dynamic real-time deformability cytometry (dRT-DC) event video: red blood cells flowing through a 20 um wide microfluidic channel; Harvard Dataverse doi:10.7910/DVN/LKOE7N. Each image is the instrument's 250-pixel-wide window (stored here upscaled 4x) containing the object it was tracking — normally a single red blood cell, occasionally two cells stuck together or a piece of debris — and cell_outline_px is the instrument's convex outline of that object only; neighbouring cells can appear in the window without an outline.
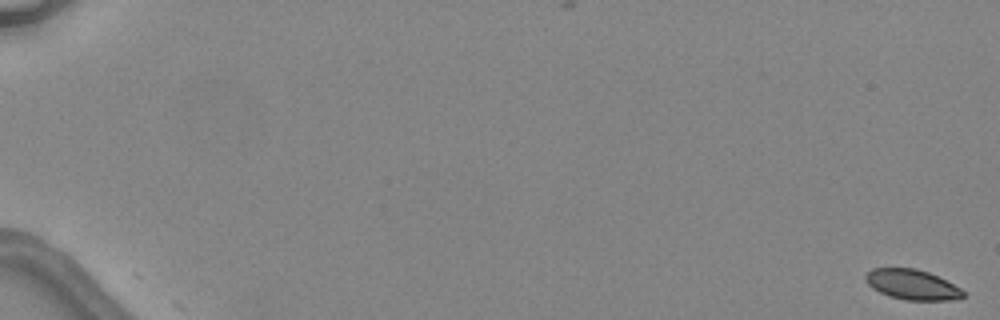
{"species": "common noctule bat (a hibernating species)", "species_latin": "Nyctalus noctula", "temperature_condition": "warm", "stored_images_in_passage": 5, "camera_frame_rate_fps": 3000, "um_per_image_px": 0.085, "animal": {"sex": "female", "body_mass_g": 24.6, "forearm_length_mm": 56.2}, "frame": {"image": 1, "passage_image": 1, "time_ms": 0.0, "image_size_px": [1000, 320], "cell_outline_px": [[964, 296], [948, 300], [904, 300], [888, 296], [872, 288], [864, 280], [864, 276], [872, 268], [916, 268], [928, 272], [960, 288], [964, 292]], "centroid_in_image_um": [77.47, 24.19], "position_along_channel_um": 7.5, "area_um2": 16.99}}